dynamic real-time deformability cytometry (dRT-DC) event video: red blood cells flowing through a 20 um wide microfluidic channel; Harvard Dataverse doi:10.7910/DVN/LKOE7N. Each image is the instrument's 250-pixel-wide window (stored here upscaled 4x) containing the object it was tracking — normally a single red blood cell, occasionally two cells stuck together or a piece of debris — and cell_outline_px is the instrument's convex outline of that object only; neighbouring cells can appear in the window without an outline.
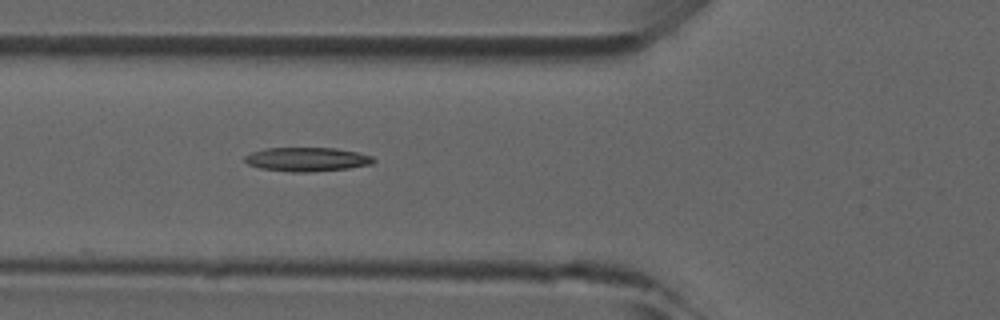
{"species": "common noctule bat (a hibernating species)", "species_latin": "Nyctalus noctula", "temperature_condition": "room temperature", "stored_images_in_passage": 37, "camera_frame_rate_fps": 3000, "um_per_image_px": 0.085, "animal": {"sex": "male", "forearm_length_mm": 52.5}, "frame": {"image": 1, "passage_image": 6, "time_ms": 1.667, "image_size_px": [1000, 320], "cell_outline_px": [[376, 160], [372, 164], [348, 168], [308, 172], [292, 172], [260, 168], [248, 164], [244, 160], [244, 156], [252, 152], [268, 148], [336, 148], [356, 152], [372, 156]], "centroid_in_image_um": [26.09, 13.54], "position_along_channel_um": 99.7, "area_um2": 17.86}}